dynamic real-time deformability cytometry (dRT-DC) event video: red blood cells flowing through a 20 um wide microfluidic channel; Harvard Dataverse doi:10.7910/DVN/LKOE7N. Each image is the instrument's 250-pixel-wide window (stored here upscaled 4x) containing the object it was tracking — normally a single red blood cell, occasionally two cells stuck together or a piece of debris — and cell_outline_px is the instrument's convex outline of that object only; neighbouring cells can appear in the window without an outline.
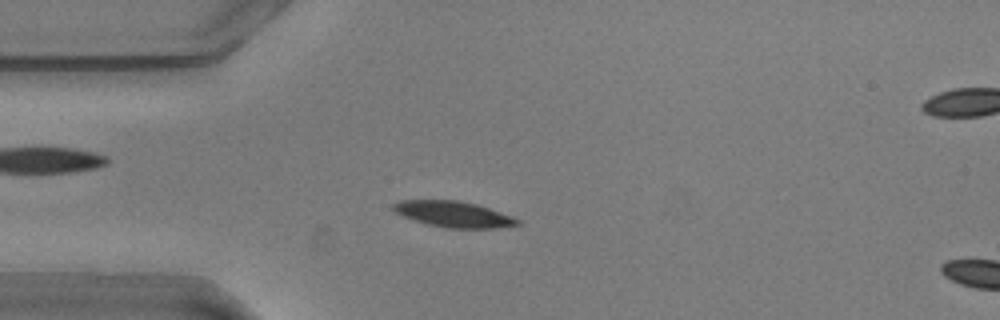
{"species": "common noctule bat (a hibernating species)", "species_latin": "Nyctalus noctula", "temperature_condition": "warm", "stored_images_in_passage": 56, "segment_of_instrument_passage": [1, 2], "camera_frame_rate_fps": 3000, "um_per_image_px": 0.085, "animal": {"sex": "male", "body_mass_g": 20.5, "forearm_length_mm": 52.5}, "frame": {"image": 1, "passage_image": 13, "time_ms": 4.0, "image_size_px": [1000, 320], "cell_outline_px": [[520, 224], [496, 228], [444, 228], [424, 224], [404, 216], [396, 212], [392, 208], [392, 204], [400, 200], [456, 200], [476, 204], [488, 208], [520, 220]], "centroid_in_image_um": [38.5, 18.21], "position_along_channel_um": 46.5, "area_um2": 18.61}}
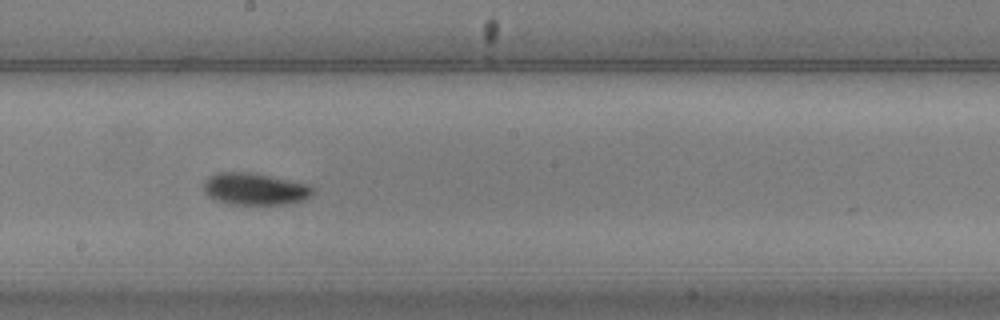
{"frame": {"image": 2, "passage_image": 29, "time_ms": 9.333, "image_size_px": [1000, 320], "cell_outline_px": [[316, 192], [312, 196], [304, 200], [288, 204], [232, 204], [216, 200], [208, 196], [204, 192], [204, 180], [208, 176], [216, 172], [248, 172], [272, 176], [308, 184], [316, 188]], "centroid_in_image_um": [21.7, 16.06], "position_along_channel_um": 226.5, "area_um2": 20.63}}
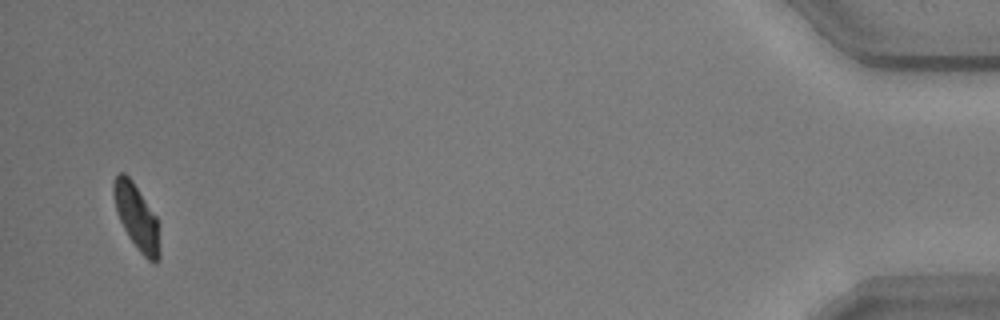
{"frame": {"image": 3, "passage_image": 53, "time_ms": 17.333, "image_size_px": [1000, 320], "cell_outline_px": [[160, 260], [156, 264], [152, 264], [140, 252], [128, 236], [116, 212], [112, 192], [112, 184], [116, 176], [120, 172], [124, 172], [132, 180], [156, 216], [160, 248]], "centroid_in_image_um": [11.61, 18.47], "position_along_channel_um": 423.6, "area_um2": 17.57}}